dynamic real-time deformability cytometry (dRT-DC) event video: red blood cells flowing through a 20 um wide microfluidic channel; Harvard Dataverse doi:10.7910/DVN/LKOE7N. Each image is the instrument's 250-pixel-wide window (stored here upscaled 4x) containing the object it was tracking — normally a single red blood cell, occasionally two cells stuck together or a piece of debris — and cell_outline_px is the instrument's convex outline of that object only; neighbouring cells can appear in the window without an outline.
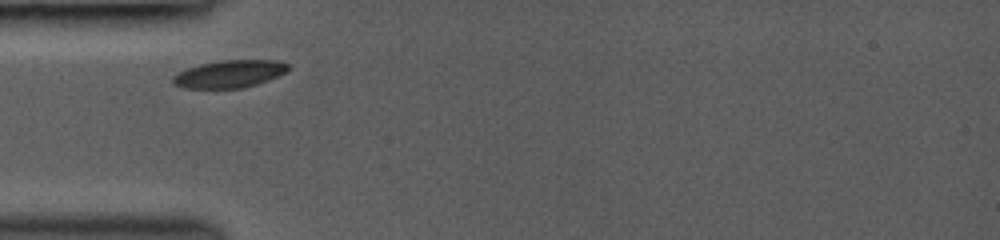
{"species": "common noctule bat (a hibernating species)", "species_latin": "Nyctalus noctula", "temperature_condition": "room temperature", "stored_images_in_passage": 4, "camera_frame_rate_fps": 3000, "um_per_image_px": 0.085, "animal": {"sex": "female", "body_mass_g": 19.0, "forearm_length_mm": 53.3}, "frame": {"image": 1, "passage_image": 1, "time_ms": 0.0, "image_size_px": [1000, 240], "cell_outline_px": [[288, 68], [284, 72], [268, 80], [244, 88], [184, 88], [172, 84], [172, 76], [176, 72], [200, 64], [220, 60], [280, 60], [288, 64]], "centroid_in_image_um": [19.45, 6.28], "position_along_channel_um": 65.5, "area_um2": 18.5}}
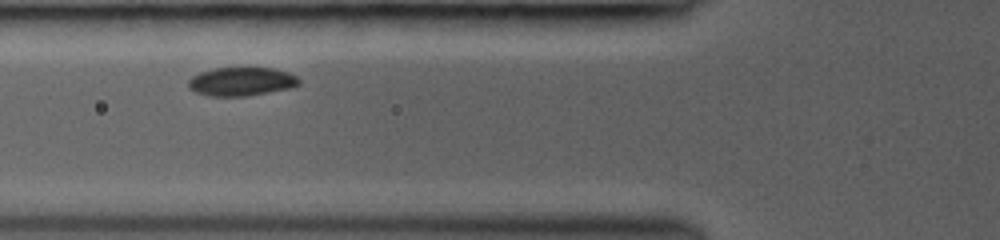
{"frame": {"image": 2, "passage_image": 2, "time_ms": 1.0, "image_size_px": [1000, 240], "cell_outline_px": [[300, 84], [292, 88], [248, 96], [208, 96], [196, 92], [188, 88], [188, 80], [192, 76], [200, 72], [216, 68], [272, 68], [288, 72], [296, 76], [300, 80]], "centroid_in_image_um": [20.53, 6.94], "position_along_channel_um": 105.3, "area_um2": 18.55}}
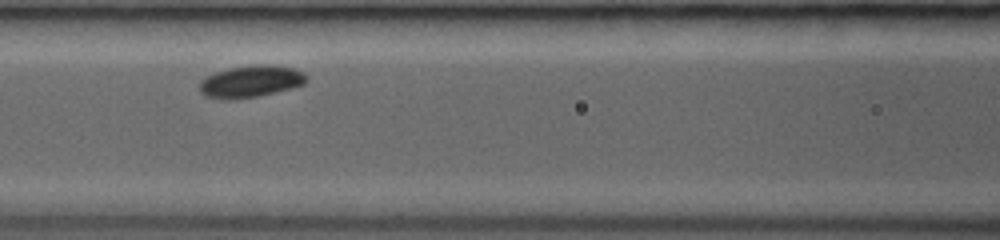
{"frame": {"image": 3, "passage_image": 3, "time_ms": 2.0, "image_size_px": [1000, 240], "cell_outline_px": [[308, 80], [304, 84], [292, 88], [260, 96], [236, 100], [224, 100], [204, 96], [200, 92], [200, 80], [216, 72], [228, 68], [252, 64], [272, 64], [292, 68], [304, 72], [308, 76]], "centroid_in_image_um": [21.33, 6.93], "position_along_channel_um": 145.3, "area_um2": 20.35}}